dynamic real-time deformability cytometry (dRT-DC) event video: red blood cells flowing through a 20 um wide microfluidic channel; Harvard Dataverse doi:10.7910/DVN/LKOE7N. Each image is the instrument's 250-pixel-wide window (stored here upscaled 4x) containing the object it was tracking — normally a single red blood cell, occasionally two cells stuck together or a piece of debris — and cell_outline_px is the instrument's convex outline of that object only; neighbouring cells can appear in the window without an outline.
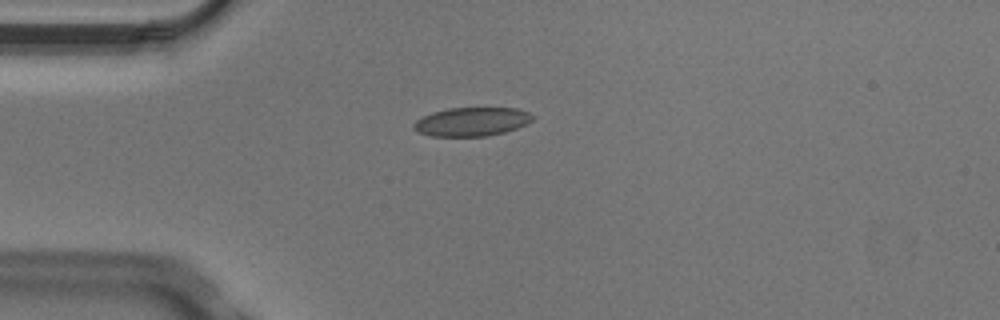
{"species": "Egyptian fruit bat (a non-hibernating species)", "species_latin": "Rousettus aegyptiacus", "temperature_condition": "cold", "stored_images_in_passage": 9, "camera_frame_rate_fps": 3000, "um_per_image_px": 0.085, "animal": {"sex": "male"}, "frame": {"image": 1, "passage_image": 3, "time_ms": 0.667, "image_size_px": [1000, 320], "cell_outline_px": [[536, 116], [528, 124], [504, 132], [488, 136], [432, 136], [416, 132], [412, 128], [412, 124], [416, 120], [432, 112], [448, 108], [516, 108], [528, 112]], "centroid_in_image_um": [40.09, 10.35], "position_along_channel_um": 44.9, "area_um2": 20.06}}
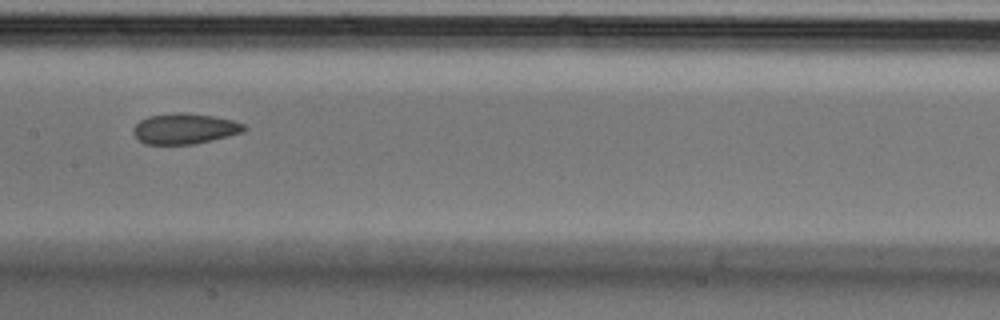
{"frame": {"image": 2, "passage_image": 7, "time_ms": 2.0, "image_size_px": [1000, 320], "cell_outline_px": [[248, 128], [240, 132], [228, 136], [212, 140], [192, 144], [144, 144], [132, 132], [132, 128], [140, 120], [148, 116], [180, 112], [212, 116], [232, 120], [244, 124]], "centroid_in_image_um": [15.67, 10.94], "position_along_channel_um": 191.7, "area_um2": 19.54}}
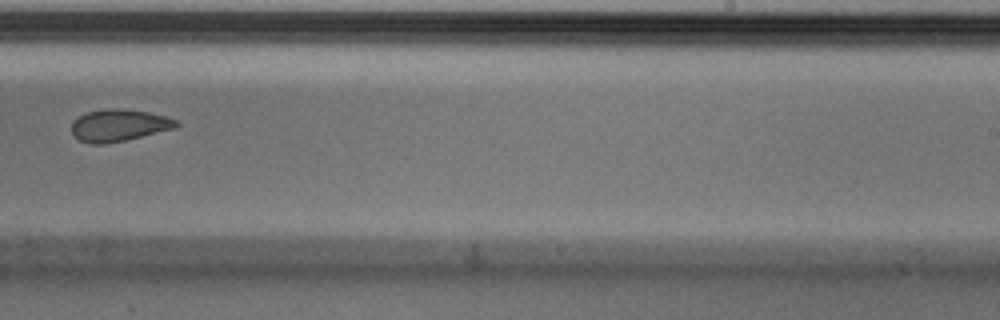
{"frame": {"image": 3, "passage_image": 9, "time_ms": 2.667, "image_size_px": [1000, 320], "cell_outline_px": [[180, 124], [176, 128], [124, 140], [104, 144], [88, 144], [72, 136], [72, 120], [88, 112], [104, 108], [120, 108], [148, 112], [164, 116], [176, 120]], "centroid_in_image_um": [10.07, 10.65], "position_along_channel_um": 278.9, "area_um2": 19.54}}